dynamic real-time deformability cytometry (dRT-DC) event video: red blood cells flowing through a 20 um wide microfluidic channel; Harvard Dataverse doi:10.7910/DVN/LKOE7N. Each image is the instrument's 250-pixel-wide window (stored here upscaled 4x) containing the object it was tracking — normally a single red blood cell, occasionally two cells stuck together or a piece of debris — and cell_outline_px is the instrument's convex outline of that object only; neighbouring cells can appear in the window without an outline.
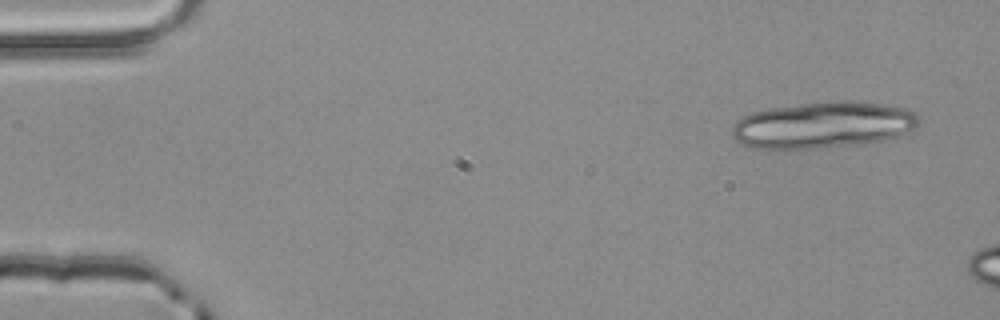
{"species": "common noctule bat (a hibernating species)", "species_latin": "Nyctalus noctula", "temperature_condition": "room temperature", "stored_images_in_passage": 3, "camera_frame_rate_fps": 3000, "um_per_image_px": 0.085, "animal": {"sex": "male", "body_mass_g": 20.4}, "frame": {"image": 1, "passage_image": 1, "time_ms": 0.0, "image_size_px": [1000, 320], "cell_outline_px": [[920, 120], [916, 128], [908, 132], [896, 136], [864, 144], [776, 152], [748, 148], [736, 140], [732, 136], [732, 124], [736, 120], [752, 112], [768, 108], [800, 104], [840, 100], [880, 104], [908, 108], [916, 112], [920, 116]], "centroid_in_image_um": [69.89, 10.66], "position_along_channel_um": 15.1, "area_um2": 51.79}}